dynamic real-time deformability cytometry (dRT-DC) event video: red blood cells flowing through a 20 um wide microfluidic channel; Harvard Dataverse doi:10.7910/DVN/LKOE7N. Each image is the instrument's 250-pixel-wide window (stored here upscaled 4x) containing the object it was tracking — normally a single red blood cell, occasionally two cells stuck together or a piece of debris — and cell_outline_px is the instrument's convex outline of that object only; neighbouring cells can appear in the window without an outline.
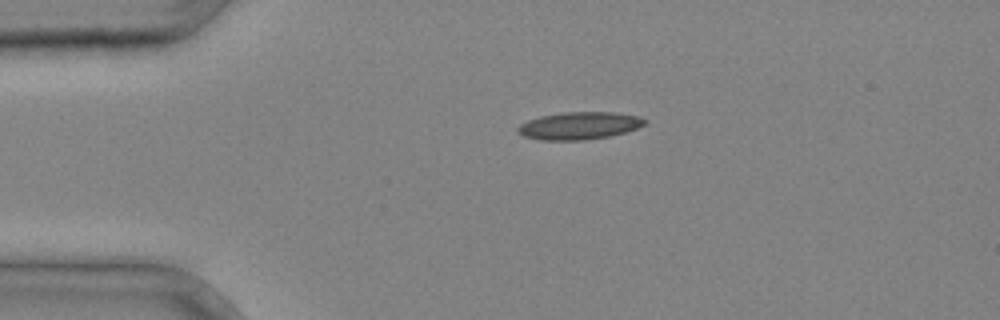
{"species": "common noctule bat (a hibernating species)", "species_latin": "Nyctalus noctula", "temperature_condition": "cold", "stored_images_in_passage": 1, "camera_frame_rate_fps": 3000, "um_per_image_px": 0.085, "animal": {"sex": "male", "body_mass_g": 20.4}, "frame": {"image": 1, "passage_image": 1, "time_ms": 0.0, "image_size_px": [1000, 320], "cell_outline_px": [[648, 120], [644, 124], [636, 128], [624, 132], [608, 136], [584, 140], [540, 140], [524, 136], [516, 128], [520, 124], [528, 120], [540, 116], [564, 112], [612, 112], [640, 116]], "centroid_in_image_um": [49.23, 10.67], "position_along_channel_um": 35.8, "area_um2": 20.17}}